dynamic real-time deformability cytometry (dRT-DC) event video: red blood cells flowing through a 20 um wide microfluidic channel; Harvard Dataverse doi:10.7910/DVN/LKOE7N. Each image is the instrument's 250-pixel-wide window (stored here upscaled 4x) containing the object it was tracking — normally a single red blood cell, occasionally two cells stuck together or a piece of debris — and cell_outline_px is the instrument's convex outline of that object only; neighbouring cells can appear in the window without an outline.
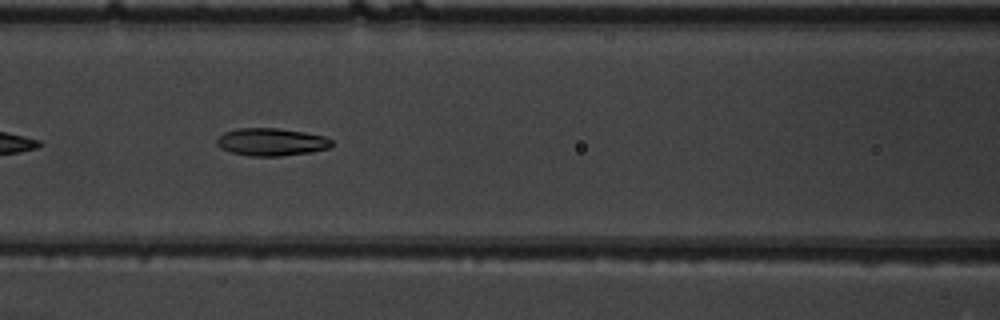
{"species": "common noctule bat (a hibernating species)", "species_latin": "Nyctalus noctula", "temperature_condition": "warm", "stored_images_in_passage": 40, "camera_frame_rate_fps": 3000, "um_per_image_px": 0.085, "animal": {"sex": "male", "body_mass_g": 19.5, "forearm_length_mm": 54.6}, "frame": {"image": 1, "passage_image": 11, "time_ms": 3.333, "image_size_px": [1000, 320], "cell_outline_px": [[332, 144], [328, 148], [308, 152], [280, 156], [252, 156], [232, 152], [220, 148], [216, 144], [216, 140], [224, 132], [236, 128], [276, 128], [304, 132], [324, 136], [332, 140]], "centroid_in_image_um": [23.03, 12.06], "position_along_channel_um": 143.6, "area_um2": 18.32}}
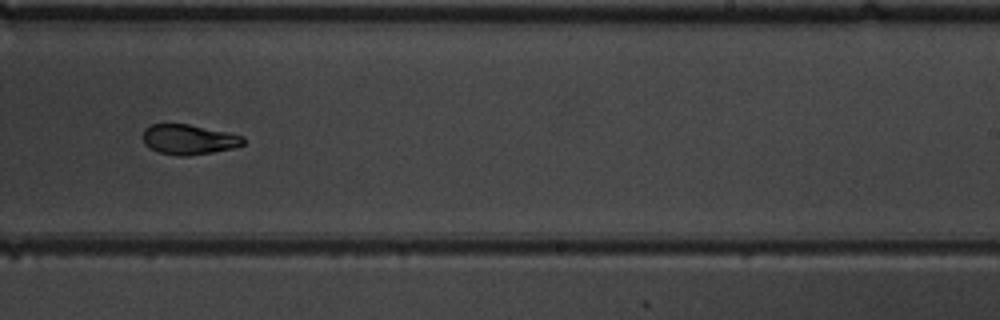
{"frame": {"image": 2, "passage_image": 21, "time_ms": 6.667, "image_size_px": [1000, 320], "cell_outline_px": [[244, 144], [232, 148], [212, 152], [188, 156], [176, 156], [160, 152], [144, 144], [144, 128], [152, 124], [188, 124], [228, 132], [244, 136]], "centroid_in_image_um": [16.06, 11.85], "position_along_channel_um": 272.9, "area_um2": 17.46}}
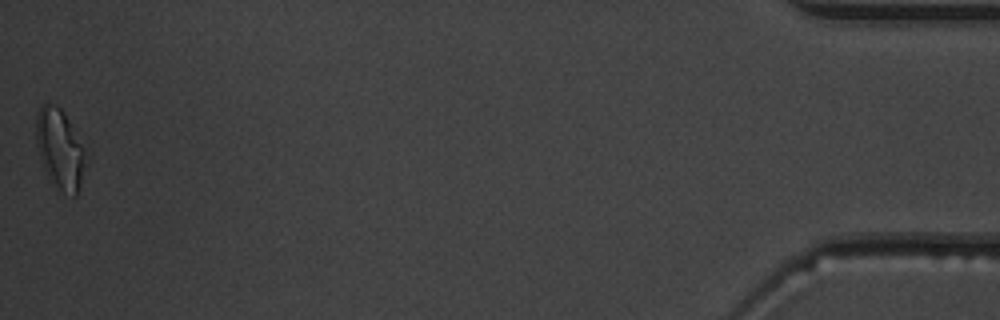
{"frame": {"image": 3, "passage_image": 40, "time_ms": 13.0, "image_size_px": [1000, 320], "cell_outline_px": [[88, 160], [76, 196], [72, 196], [64, 192], [48, 180], [40, 160], [36, 144], [36, 112], [40, 104], [56, 104], [60, 108], [68, 120], [84, 148]], "centroid_in_image_um": [5.07, 12.68], "position_along_channel_um": 430.1, "area_um2": 23.29}, "authors_computed_cell_mechanics": {"area_um2": 18.5827, "velocity_mm_per_s": 3.8952, "shape_relaxation_time_tau1_ms": 5.4226, "shape_relaxation_time_tau2_ms": 3.2376, "deformation_change_tau1": 0.1969, "deformation_change_tau2": 0.0933}}